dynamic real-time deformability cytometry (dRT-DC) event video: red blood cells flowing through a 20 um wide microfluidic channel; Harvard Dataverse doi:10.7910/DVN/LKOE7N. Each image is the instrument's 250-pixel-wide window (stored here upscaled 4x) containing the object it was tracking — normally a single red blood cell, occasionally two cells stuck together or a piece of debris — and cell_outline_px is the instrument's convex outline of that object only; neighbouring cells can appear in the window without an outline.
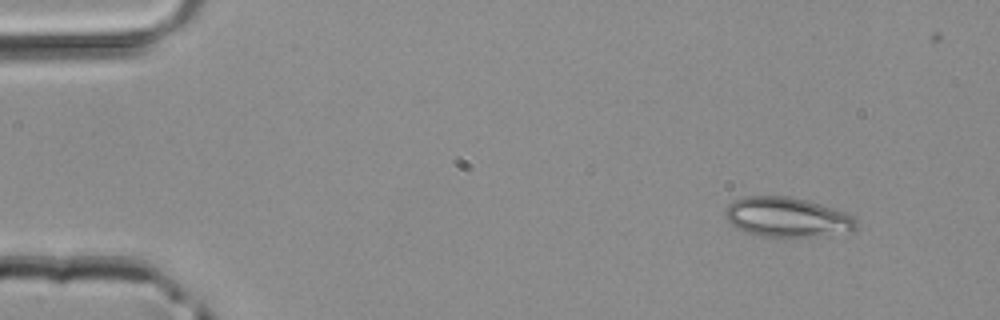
{"species": "common noctule bat (a hibernating species)", "species_latin": "Nyctalus noctula", "temperature_condition": "room temperature", "stored_images_in_passage": 3, "camera_frame_rate_fps": 3000, "um_per_image_px": 0.085, "animal": {"sex": "male", "body_mass_g": 20.4}, "frame": {"image": 1, "passage_image": 1, "time_ms": 0.0, "image_size_px": [1000, 320], "cell_outline_px": [[856, 232], [812, 236], [760, 236], [736, 228], [724, 216], [724, 212], [728, 204], [732, 200], [744, 196], [788, 196], [808, 200], [844, 212], [852, 216], [856, 220]], "centroid_in_image_um": [66.89, 18.45], "position_along_channel_um": 18.1, "area_um2": 30.35}}